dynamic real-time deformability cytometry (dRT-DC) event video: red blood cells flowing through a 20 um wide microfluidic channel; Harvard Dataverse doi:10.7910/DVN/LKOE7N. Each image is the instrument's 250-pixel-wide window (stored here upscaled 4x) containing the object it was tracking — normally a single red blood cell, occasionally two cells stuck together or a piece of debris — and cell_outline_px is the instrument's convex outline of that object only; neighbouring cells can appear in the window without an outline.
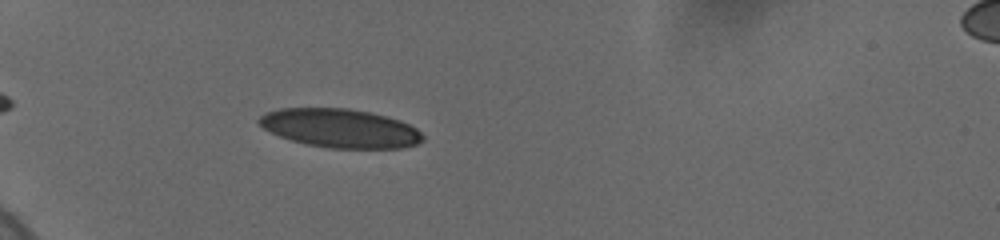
{"species": "human", "species_latin": "Homo sapiens", "temperature_condition": "cold", "stored_images_in_passage": 33, "camera_frame_rate_fps": 3000, "um_per_image_px": 0.085, "donor": {"sex": "female"}, "frame": {"image": 1, "passage_image": 4, "time_ms": 1.333, "image_size_px": [1000, 240], "cell_outline_px": [[424, 140], [416, 144], [400, 148], [328, 148], [308, 144], [292, 140], [280, 136], [264, 128], [256, 120], [264, 112], [280, 108], [348, 108], [372, 112], [388, 116], [400, 120], [416, 128], [424, 136]], "centroid_in_image_um": [28.92, 10.89], "position_along_channel_um": 56.1, "area_um2": 37.05}}
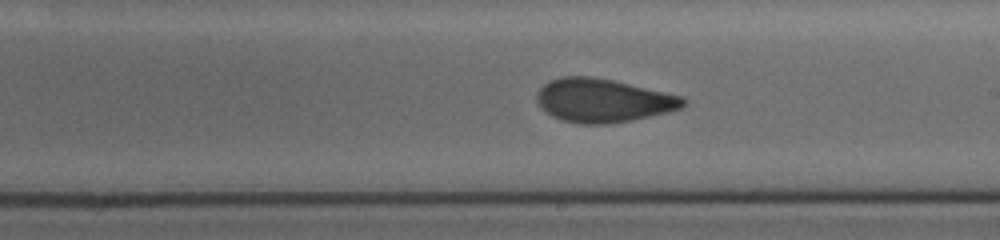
{"frame": {"image": 2, "passage_image": 19, "time_ms": 7.0, "image_size_px": [1000, 240], "cell_outline_px": [[688, 100], [680, 108], [668, 112], [632, 120], [608, 124], [580, 124], [560, 120], [552, 116], [540, 108], [536, 100], [536, 92], [544, 84], [560, 76], [592, 76], [612, 80], [684, 96]], "centroid_in_image_um": [51.24, 8.54], "position_along_channel_um": 237.8, "area_um2": 37.34}}
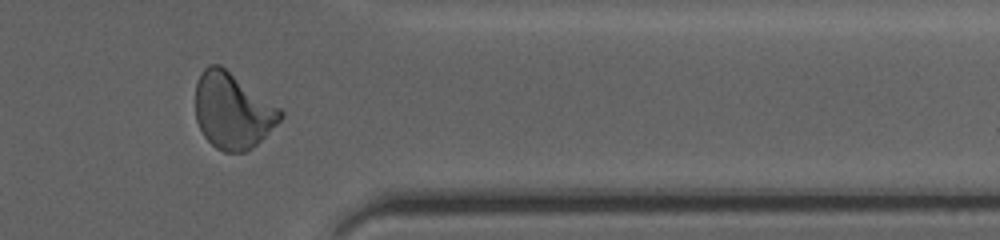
{"frame": {"image": 3, "passage_image": 30, "time_ms": 11.333, "image_size_px": [1000, 240], "cell_outline_px": [[284, 116], [252, 148], [244, 152], [224, 152], [216, 148], [204, 136], [196, 120], [196, 84], [200, 72], [208, 64], [220, 64], [280, 108], [284, 112]], "centroid_in_image_um": [19.75, 9.4], "position_along_channel_um": 391.6, "area_um2": 37.34}, "authors_computed_cell_mechanics": {"area_um2": 37.3388, "velocity_mm_per_s": 3.6764, "shape_relaxation_time_tau1_ms": 9.4323, "shape_relaxation_time_tau2_ms": 1.1707, "deformation_change_tau1": 0.2078, "deformation_change_tau2": 0.0792}}